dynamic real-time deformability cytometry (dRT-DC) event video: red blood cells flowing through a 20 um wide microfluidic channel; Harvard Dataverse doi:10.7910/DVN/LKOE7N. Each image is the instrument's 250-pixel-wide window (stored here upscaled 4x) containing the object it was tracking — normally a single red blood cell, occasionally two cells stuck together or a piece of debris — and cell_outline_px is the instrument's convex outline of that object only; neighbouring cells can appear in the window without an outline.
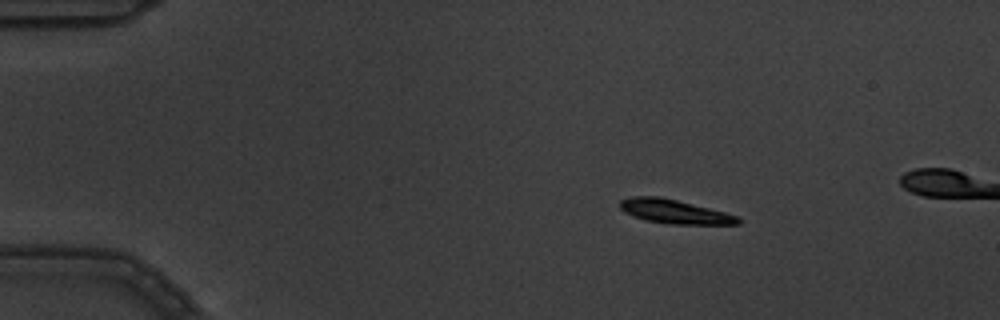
{"species": "common noctule bat (a hibernating species)", "species_latin": "Nyctalus noctula", "temperature_condition": "warm", "stored_images_in_passage": 3, "camera_frame_rate_fps": 3000, "um_per_image_px": 0.085, "animal": {"sex": "male", "body_mass_g": 19.5, "forearm_length_mm": 54.6}, "frame": {"image": 1, "passage_image": 1, "time_ms": 0.0, "image_size_px": [1000, 320], "cell_outline_px": [[744, 220], [740, 224], [668, 224], [644, 220], [624, 212], [620, 208], [620, 200], [632, 196], [660, 196], [724, 212], [736, 216]], "centroid_in_image_um": [57.31, 17.99], "position_along_channel_um": 27.7, "area_um2": 16.42}}